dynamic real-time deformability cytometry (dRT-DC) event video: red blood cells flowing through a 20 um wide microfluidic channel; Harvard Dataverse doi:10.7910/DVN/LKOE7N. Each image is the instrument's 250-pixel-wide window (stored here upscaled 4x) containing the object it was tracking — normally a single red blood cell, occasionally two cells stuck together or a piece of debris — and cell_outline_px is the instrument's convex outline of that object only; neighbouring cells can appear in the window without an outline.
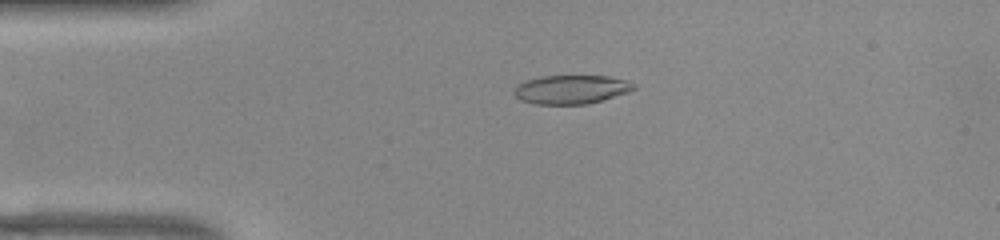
{"species": "common noctule bat (a hibernating species)", "species_latin": "Nyctalus noctula", "temperature_condition": "warm", "stored_images_in_passage": 41, "camera_frame_rate_fps": 3000, "um_per_image_px": 0.085, "animal": {"sex": "female", "body_mass_g": 22.0, "forearm_length_mm": 56.7}, "frame": {"image": 1, "passage_image": 12, "time_ms": 3.667, "image_size_px": [1000, 240], "cell_outline_px": [[636, 88], [628, 92], [600, 100], [584, 104], [536, 104], [520, 100], [512, 92], [516, 84], [540, 76], [608, 76], [628, 80]], "centroid_in_image_um": [48.5, 7.59], "position_along_channel_um": 36.5, "area_um2": 19.94}}
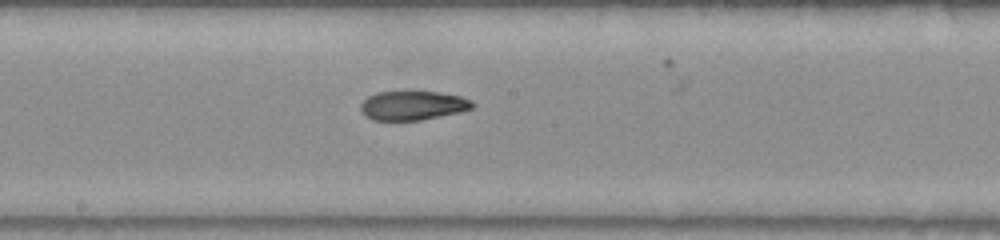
{"frame": {"image": 2, "passage_image": 28, "time_ms": 9.0, "image_size_px": [1000, 240], "cell_outline_px": [[476, 104], [472, 108], [460, 112], [420, 120], [372, 120], [364, 116], [360, 108], [360, 104], [368, 96], [376, 92], [404, 88], [440, 92], [460, 96], [472, 100]], "centroid_in_image_um": [35.06, 8.91], "position_along_channel_um": 213.1, "area_um2": 19.94}}
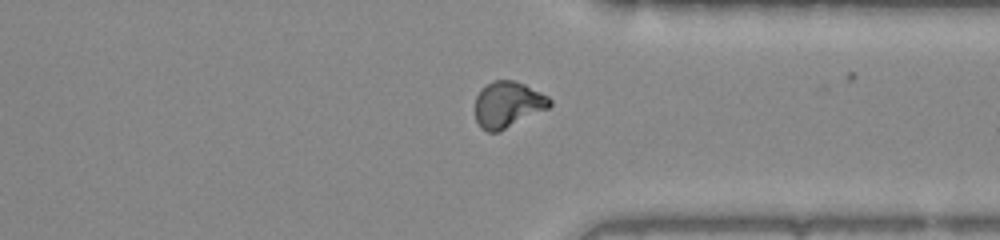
{"frame": {"image": 3, "passage_image": 40, "time_ms": 13.0, "image_size_px": [1000, 240], "cell_outline_px": [[552, 104], [548, 108], [500, 132], [488, 132], [480, 128], [476, 120], [476, 96], [488, 84], [496, 80], [512, 80], [524, 84], [548, 96], [552, 100]], "centroid_in_image_um": [43.17, 8.91], "position_along_channel_um": 368.2, "area_um2": 19.88}}